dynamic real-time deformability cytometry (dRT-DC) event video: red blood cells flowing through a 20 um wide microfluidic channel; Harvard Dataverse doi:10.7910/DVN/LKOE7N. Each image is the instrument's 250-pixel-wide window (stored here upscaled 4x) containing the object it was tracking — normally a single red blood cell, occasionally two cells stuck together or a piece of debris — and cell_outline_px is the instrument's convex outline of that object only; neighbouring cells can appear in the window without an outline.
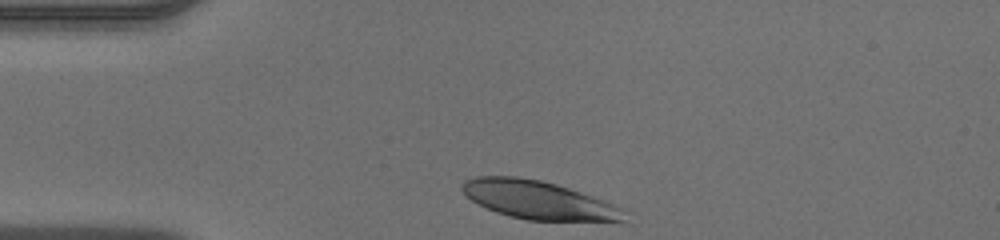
{"species": "human", "species_latin": "Homo sapiens", "temperature_condition": "warm", "stored_images_in_passage": 29, "camera_frame_rate_fps": 3000, "um_per_image_px": 0.085, "donor": {"sex": "male"}, "frame": {"image": 1, "passage_image": 1, "time_ms": 0.0, "image_size_px": [1000, 240], "cell_outline_px": [[624, 220], [528, 220], [496, 212], [472, 200], [464, 192], [464, 180], [476, 176], [516, 176], [540, 180], [556, 184], [568, 188], [600, 200], [620, 208]], "centroid_in_image_um": [45.65, 16.98], "position_along_channel_um": 39.3, "area_um2": 34.74}}
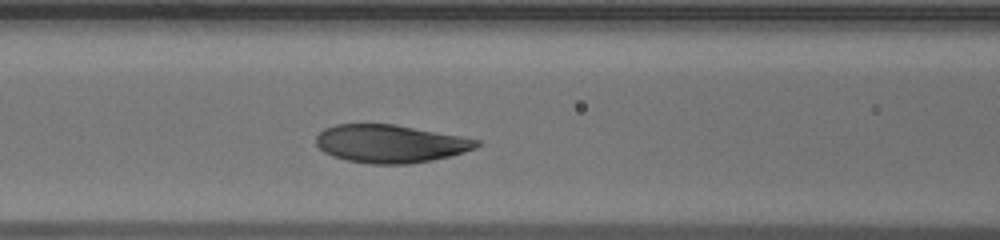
{"frame": {"image": 2, "passage_image": 10, "time_ms": 3.0, "image_size_px": [1000, 240], "cell_outline_px": [[480, 144], [476, 148], [464, 152], [432, 160], [408, 164], [372, 164], [348, 160], [332, 156], [324, 152], [316, 144], [316, 136], [324, 128], [336, 124], [396, 124], [460, 136], [480, 140]], "centroid_in_image_um": [33.16, 12.21], "position_along_channel_um": 133.4, "area_um2": 35.49}}
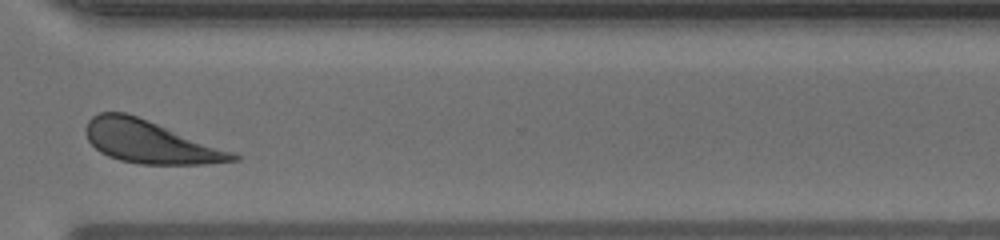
{"frame": {"image": 3, "passage_image": 26, "time_ms": 8.333, "image_size_px": [1000, 240], "cell_outline_px": [[240, 160], [204, 164], [140, 164], [120, 160], [108, 156], [100, 152], [88, 140], [84, 132], [84, 128], [88, 120], [92, 116], [100, 112], [124, 112], [136, 116], [236, 152], [240, 156]], "centroid_in_image_um": [12.75, 12.07], "position_along_channel_um": 357.8, "area_um2": 36.41}}